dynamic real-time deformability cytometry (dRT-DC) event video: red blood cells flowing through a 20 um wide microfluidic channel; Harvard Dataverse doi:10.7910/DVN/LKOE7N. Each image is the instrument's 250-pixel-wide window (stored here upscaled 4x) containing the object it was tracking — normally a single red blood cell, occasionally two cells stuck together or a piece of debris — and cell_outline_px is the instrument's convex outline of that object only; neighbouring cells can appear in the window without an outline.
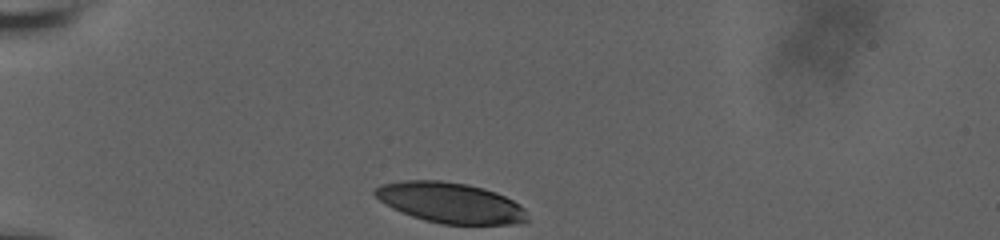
{"species": "human", "species_latin": "Homo sapiens", "temperature_condition": "room temperature", "stored_images_in_passage": 34, "camera_frame_rate_fps": 3000, "um_per_image_px": 0.085, "donor": {"sex": "male"}, "frame": {"image": 1, "passage_image": 1, "time_ms": 0.0, "image_size_px": [1000, 240], "cell_outline_px": [[528, 220], [520, 224], [444, 224], [424, 220], [412, 216], [392, 208], [380, 200], [372, 192], [380, 184], [400, 180], [440, 180], [468, 184], [484, 188], [496, 192], [520, 204], [524, 208]], "centroid_in_image_um": [38.28, 17.22], "position_along_channel_um": 46.7, "area_um2": 36.01}}
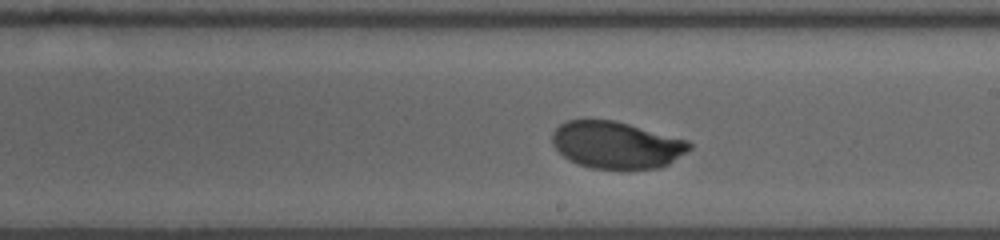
{"frame": {"image": 2, "passage_image": 20, "time_ms": 6.333, "image_size_px": [1000, 240], "cell_outline_px": [[692, 148], [668, 164], [660, 168], [620, 172], [592, 168], [576, 164], [568, 160], [552, 144], [552, 132], [560, 124], [568, 120], [612, 120], [628, 124], [688, 140], [692, 144]], "centroid_in_image_um": [52.4, 12.37], "position_along_channel_um": 236.6, "area_um2": 38.26}}
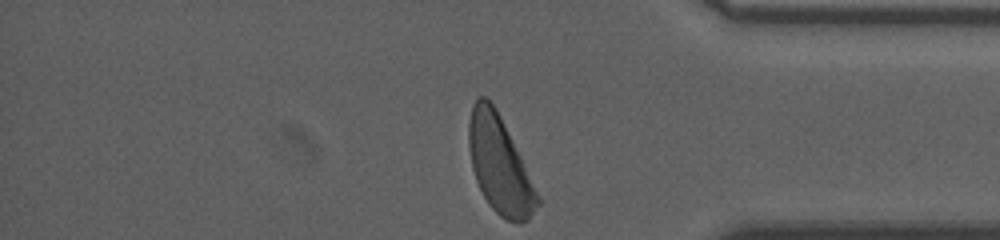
{"frame": {"image": 3, "passage_image": 34, "time_ms": 11.0, "image_size_px": [1000, 240], "cell_outline_px": [[540, 204], [528, 220], [520, 224], [516, 224], [500, 216], [488, 204], [476, 180], [472, 168], [468, 144], [468, 124], [472, 104], [476, 96], [484, 96], [496, 108], [540, 196]], "centroid_in_image_um": [42.46, 14.03], "position_along_channel_um": 392.7, "area_um2": 38.61}, "authors_computed_cell_mechanics": {"area_um2": 38.6104, "velocity_mm_per_s": 3.6138, "shape_relaxation_time_tau1_ms": 3.8354, "shape_relaxation_time_tau2_ms": null, "deformation_change_tau1": 0.1869, "deformation_change_tau2": null}}